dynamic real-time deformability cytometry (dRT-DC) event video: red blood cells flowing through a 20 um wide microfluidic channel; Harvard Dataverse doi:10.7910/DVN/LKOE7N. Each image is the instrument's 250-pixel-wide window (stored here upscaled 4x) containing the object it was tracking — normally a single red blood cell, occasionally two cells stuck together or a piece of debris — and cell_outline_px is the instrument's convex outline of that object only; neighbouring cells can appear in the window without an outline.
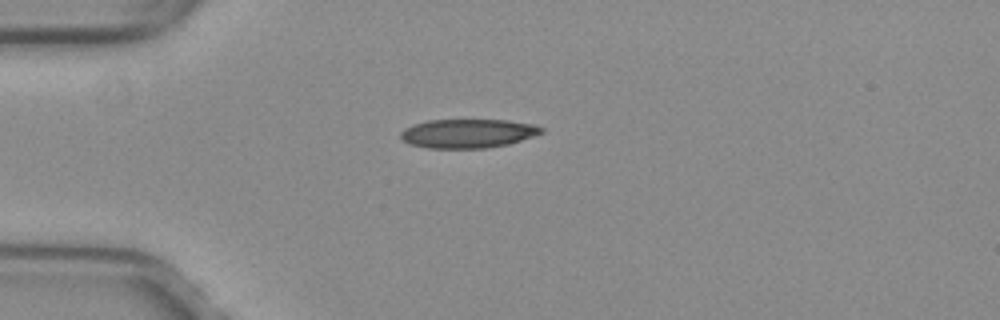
{"species": "common noctule bat (a hibernating species)", "species_latin": "Nyctalus noctula", "temperature_condition": "warm", "stored_images_in_passage": 39, "camera_frame_rate_fps": 3000, "um_per_image_px": 0.085, "animal": {"sex": "female", "body_mass_g": 29.2, "forearm_length_mm": 56.3}, "frame": {"image": 1, "passage_image": 1, "time_ms": 0.0, "image_size_px": [1000, 320], "cell_outline_px": [[544, 132], [508, 144], [488, 148], [428, 148], [408, 144], [400, 136], [400, 132], [404, 128], [412, 124], [428, 120], [508, 120], [536, 124], [544, 128]], "centroid_in_image_um": [39.76, 11.33], "position_along_channel_um": 45.2, "area_um2": 23.87}}
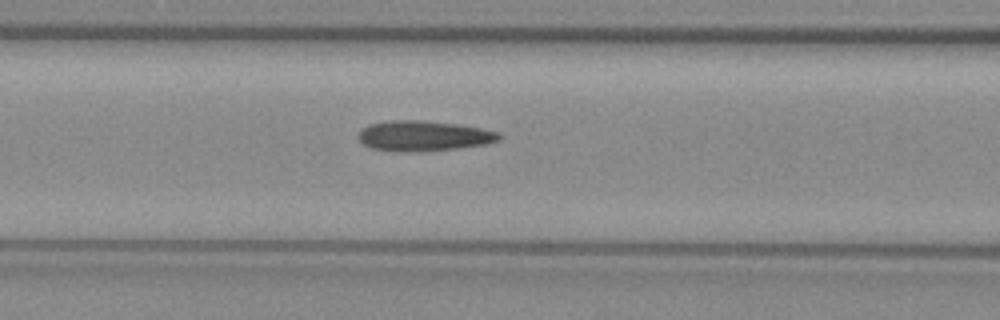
{"frame": {"image": 2, "passage_image": 9, "time_ms": 2.667, "image_size_px": [1000, 320], "cell_outline_px": [[500, 140], [488, 144], [460, 148], [416, 152], [396, 152], [372, 148], [364, 144], [356, 136], [360, 128], [368, 124], [388, 120], [424, 120], [460, 124], [500, 132]], "centroid_in_image_um": [35.99, 11.55], "position_along_channel_um": 130.6, "area_um2": 25.37}}
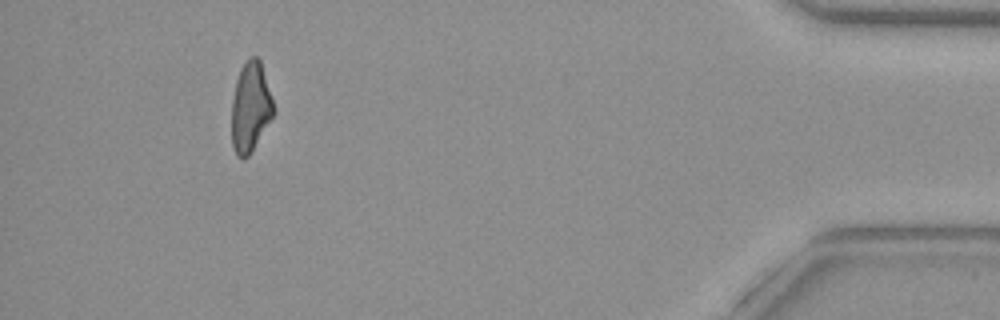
{"frame": {"image": 3, "passage_image": 35, "time_ms": 11.333, "image_size_px": [1000, 320], "cell_outline_px": [[272, 116], [252, 152], [248, 156], [236, 156], [232, 144], [232, 100], [236, 80], [240, 68], [248, 56], [256, 56], [260, 60], [272, 100]], "centroid_in_image_um": [21.26, 9.08], "position_along_channel_um": 413.9, "area_um2": 21.5}, "authors_computed_cell_mechanics": {"area_um2": 23.6402, "velocity_mm_per_s": 4.0179, "shape_relaxation_time_tau1_ms": null, "shape_relaxation_time_tau2_ms": 4.2839, "deformation_change_tau1": null, "deformation_change_tau2": 0.1341}}